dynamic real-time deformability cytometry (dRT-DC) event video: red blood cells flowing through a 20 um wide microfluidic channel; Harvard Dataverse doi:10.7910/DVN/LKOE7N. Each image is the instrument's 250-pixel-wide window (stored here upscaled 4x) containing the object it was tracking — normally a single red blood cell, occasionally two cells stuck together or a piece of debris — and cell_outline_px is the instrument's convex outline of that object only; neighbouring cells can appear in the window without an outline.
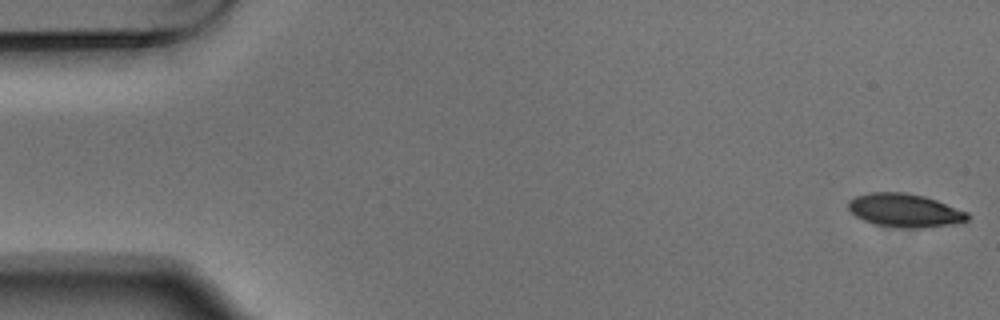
{"species": "Egyptian fruit bat (a non-hibernating species)", "species_latin": "Rousettus aegyptiacus", "temperature_condition": "warm", "stored_images_in_passage": 4, "camera_frame_rate_fps": 3000, "um_per_image_px": 0.085, "animal": {"sex": "male"}, "frame": {"image": 1, "passage_image": 1, "time_ms": 0.0, "image_size_px": [1000, 320], "cell_outline_px": [[972, 216], [968, 220], [956, 224], [924, 228], [896, 228], [876, 224], [864, 220], [856, 216], [848, 208], [848, 200], [856, 196], [872, 192], [904, 192], [924, 196], [936, 200], [968, 212]], "centroid_in_image_um": [76.94, 17.89], "position_along_channel_um": 8.1, "area_um2": 23.41}}
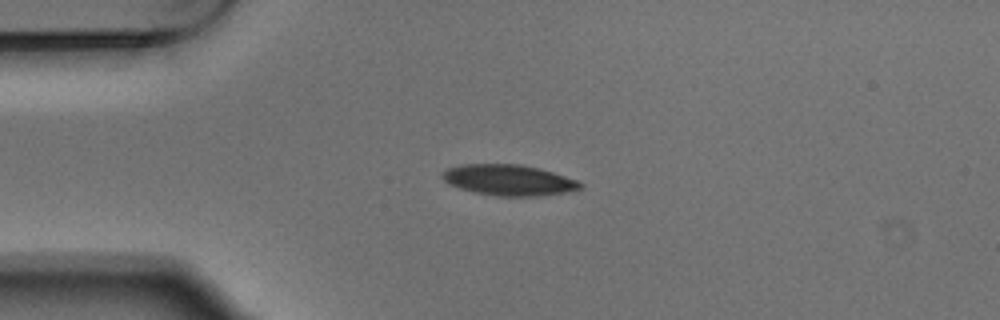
{"frame": {"image": 2, "passage_image": 4, "time_ms": 1.0, "image_size_px": [1000, 320], "cell_outline_px": [[584, 184], [580, 188], [564, 192], [532, 196], [496, 196], [476, 192], [460, 188], [448, 184], [440, 176], [440, 172], [448, 168], [460, 164], [520, 164], [540, 168], [576, 180]], "centroid_in_image_um": [43.17, 15.29], "position_along_channel_um": 41.8, "area_um2": 24.62}}